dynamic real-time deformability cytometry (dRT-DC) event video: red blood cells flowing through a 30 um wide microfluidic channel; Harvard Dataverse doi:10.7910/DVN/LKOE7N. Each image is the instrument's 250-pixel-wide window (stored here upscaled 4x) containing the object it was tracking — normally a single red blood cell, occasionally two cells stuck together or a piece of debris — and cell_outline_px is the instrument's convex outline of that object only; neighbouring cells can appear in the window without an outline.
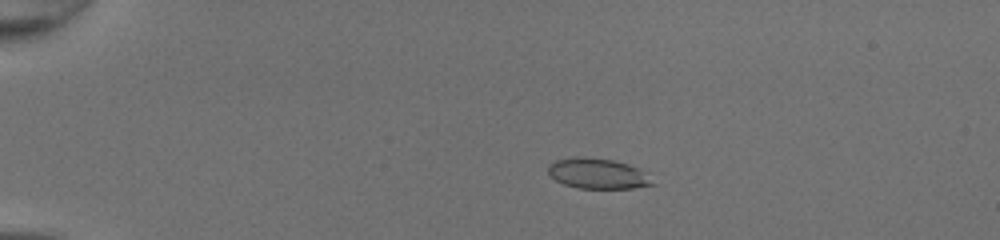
{"species": "common noctule bat (a hibernating species)", "species_latin": "Nyctalus noctula", "temperature_condition": "room temperature", "stored_images_in_passage": 48, "camera_frame_rate_fps": 3000, "um_per_image_px": 0.085, "animal": {"sex": "female", "body_mass_g": 20.0, "forearm_length_mm": 54.0}, "frame": {"image": 1, "passage_image": 9, "time_ms": 2.667, "image_size_px": [1000, 240], "cell_outline_px": [[656, 184], [632, 188], [580, 188], [564, 184], [556, 180], [548, 172], [548, 164], [556, 160], [572, 156], [580, 156], [612, 160], [628, 164], [640, 168]], "centroid_in_image_um": [50.79, 14.74], "position_along_channel_um": 34.2, "area_um2": 18.44}}
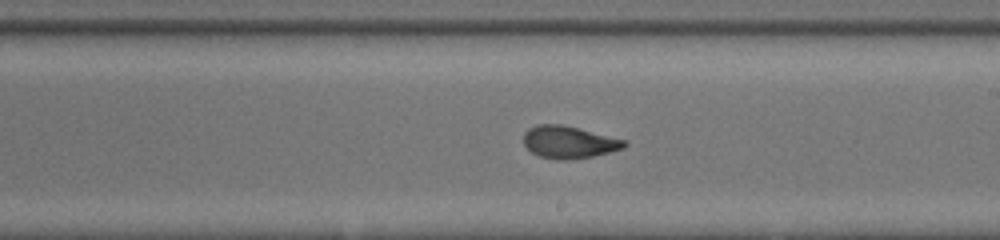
{"frame": {"image": 2, "passage_image": 29, "time_ms": 9.333, "image_size_px": [1000, 240], "cell_outline_px": [[628, 144], [620, 148], [608, 152], [592, 156], [564, 160], [540, 156], [532, 152], [524, 144], [524, 132], [528, 128], [536, 124], [560, 124], [624, 140]], "centroid_in_image_um": [48.29, 12.07], "position_along_channel_um": 240.7, "area_um2": 18.38}}
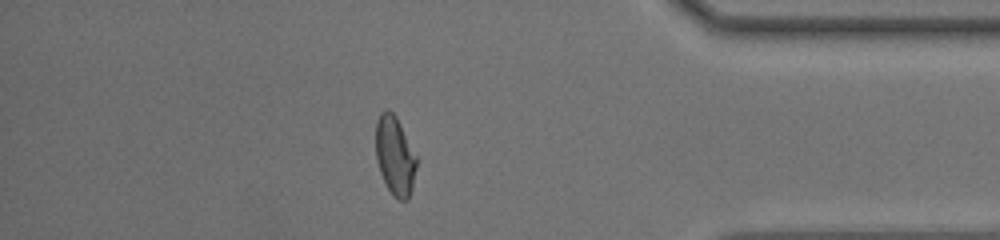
{"frame": {"image": 3, "passage_image": 42, "time_ms": 13.667, "image_size_px": [1000, 240], "cell_outline_px": [[416, 168], [412, 188], [408, 200], [400, 200], [392, 196], [380, 172], [376, 156], [376, 120], [380, 112], [384, 108], [388, 108], [396, 116], [416, 156]], "centroid_in_image_um": [33.55, 13.22], "position_along_channel_um": 401.6, "area_um2": 18.67}, "authors_computed_cell_mechanics": {"area_um2": 18.7561, "velocity_mm_per_s": 4.2669, "shape_relaxation_time_tau1_ms": 7.2553, "shape_relaxation_time_tau2_ms": 1.0732, "deformation_change_tau1": 0.2776, "deformation_change_tau2": 0.0518}}